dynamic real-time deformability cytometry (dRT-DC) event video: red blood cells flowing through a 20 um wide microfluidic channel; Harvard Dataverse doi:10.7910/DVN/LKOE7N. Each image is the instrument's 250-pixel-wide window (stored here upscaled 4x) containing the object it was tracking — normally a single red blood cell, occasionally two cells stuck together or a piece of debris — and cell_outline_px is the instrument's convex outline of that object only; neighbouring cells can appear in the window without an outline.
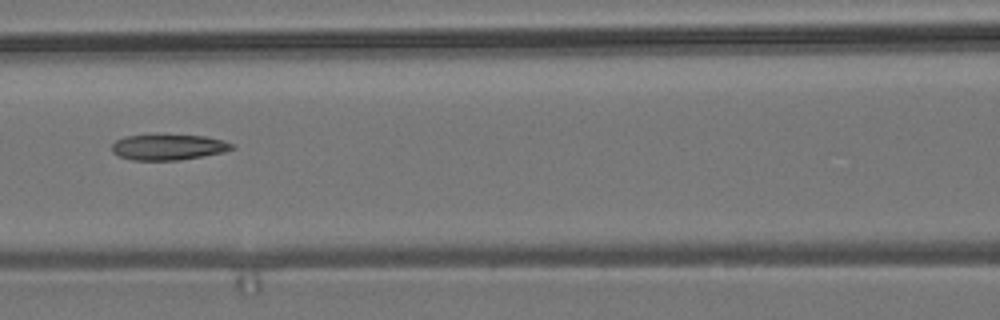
{"species": "common noctule bat (a hibernating species)", "species_latin": "Nyctalus noctula", "temperature_condition": "room temperature", "stored_images_in_passage": 6, "camera_frame_rate_fps": 3000, "um_per_image_px": 0.085, "animal": {"sex": "male", "body_mass_g": 19.2, "forearm_length_mm": 51.8}, "frame": {"image": 1, "passage_image": 6, "time_ms": 1.667, "image_size_px": [1000, 320], "cell_outline_px": [[236, 148], [224, 152], [180, 160], [132, 160], [120, 156], [112, 152], [112, 144], [116, 140], [124, 136], [204, 136], [224, 140], [232, 144]], "centroid_in_image_um": [14.32, 12.52], "position_along_channel_um": 152.3, "area_um2": 17.63}}